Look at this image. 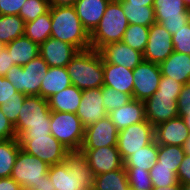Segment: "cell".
Returning <instances> with one entry per match:
<instances>
[{"instance_id": "8d00e7d4", "label": "cell", "mask_w": 190, "mask_h": 190, "mask_svg": "<svg viewBox=\"0 0 190 190\" xmlns=\"http://www.w3.org/2000/svg\"><path fill=\"white\" fill-rule=\"evenodd\" d=\"M102 98L107 113L128 104L133 99L129 94L107 86L102 87Z\"/></svg>"}, {"instance_id": "681fc988", "label": "cell", "mask_w": 190, "mask_h": 190, "mask_svg": "<svg viewBox=\"0 0 190 190\" xmlns=\"http://www.w3.org/2000/svg\"><path fill=\"white\" fill-rule=\"evenodd\" d=\"M21 186L11 177L0 178V190H21Z\"/></svg>"}, {"instance_id": "7dc6e473", "label": "cell", "mask_w": 190, "mask_h": 190, "mask_svg": "<svg viewBox=\"0 0 190 190\" xmlns=\"http://www.w3.org/2000/svg\"><path fill=\"white\" fill-rule=\"evenodd\" d=\"M177 180L182 185L190 184V154H185L177 171Z\"/></svg>"}, {"instance_id": "4fadbf2b", "label": "cell", "mask_w": 190, "mask_h": 190, "mask_svg": "<svg viewBox=\"0 0 190 190\" xmlns=\"http://www.w3.org/2000/svg\"><path fill=\"white\" fill-rule=\"evenodd\" d=\"M173 51L172 35L161 24L153 23L149 27V37L143 53V59L147 62L160 64Z\"/></svg>"}, {"instance_id": "836d02e7", "label": "cell", "mask_w": 190, "mask_h": 190, "mask_svg": "<svg viewBox=\"0 0 190 190\" xmlns=\"http://www.w3.org/2000/svg\"><path fill=\"white\" fill-rule=\"evenodd\" d=\"M185 155L184 148L177 145H158V162L159 166L173 168V172L177 174L179 165L183 161Z\"/></svg>"}, {"instance_id": "60d3db41", "label": "cell", "mask_w": 190, "mask_h": 190, "mask_svg": "<svg viewBox=\"0 0 190 190\" xmlns=\"http://www.w3.org/2000/svg\"><path fill=\"white\" fill-rule=\"evenodd\" d=\"M25 97H16L6 101L3 105H0V109L6 118L15 126L18 122V116L20 109L23 105Z\"/></svg>"}, {"instance_id": "cb8c5ba5", "label": "cell", "mask_w": 190, "mask_h": 190, "mask_svg": "<svg viewBox=\"0 0 190 190\" xmlns=\"http://www.w3.org/2000/svg\"><path fill=\"white\" fill-rule=\"evenodd\" d=\"M162 76L169 77L181 84L190 83V55L179 52L172 54L159 64Z\"/></svg>"}, {"instance_id": "94428289", "label": "cell", "mask_w": 190, "mask_h": 190, "mask_svg": "<svg viewBox=\"0 0 190 190\" xmlns=\"http://www.w3.org/2000/svg\"><path fill=\"white\" fill-rule=\"evenodd\" d=\"M21 190H32V189H28V188H22Z\"/></svg>"}, {"instance_id": "ab89813d", "label": "cell", "mask_w": 190, "mask_h": 190, "mask_svg": "<svg viewBox=\"0 0 190 190\" xmlns=\"http://www.w3.org/2000/svg\"><path fill=\"white\" fill-rule=\"evenodd\" d=\"M174 52L190 55V22L172 35Z\"/></svg>"}, {"instance_id": "7c38bea8", "label": "cell", "mask_w": 190, "mask_h": 190, "mask_svg": "<svg viewBox=\"0 0 190 190\" xmlns=\"http://www.w3.org/2000/svg\"><path fill=\"white\" fill-rule=\"evenodd\" d=\"M133 77V99L144 101L156 92L162 74L159 64L144 60L133 69Z\"/></svg>"}, {"instance_id": "c3c4849f", "label": "cell", "mask_w": 190, "mask_h": 190, "mask_svg": "<svg viewBox=\"0 0 190 190\" xmlns=\"http://www.w3.org/2000/svg\"><path fill=\"white\" fill-rule=\"evenodd\" d=\"M15 64L12 63V58L7 51V48H4L0 53V76H6L7 72Z\"/></svg>"}, {"instance_id": "db71d44e", "label": "cell", "mask_w": 190, "mask_h": 190, "mask_svg": "<svg viewBox=\"0 0 190 190\" xmlns=\"http://www.w3.org/2000/svg\"><path fill=\"white\" fill-rule=\"evenodd\" d=\"M151 190H182V184L180 182H178L174 186L152 188Z\"/></svg>"}, {"instance_id": "f1b7e54d", "label": "cell", "mask_w": 190, "mask_h": 190, "mask_svg": "<svg viewBox=\"0 0 190 190\" xmlns=\"http://www.w3.org/2000/svg\"><path fill=\"white\" fill-rule=\"evenodd\" d=\"M51 14L40 15L36 20L25 23L24 35L39 46L51 37Z\"/></svg>"}, {"instance_id": "7bdbcfd3", "label": "cell", "mask_w": 190, "mask_h": 190, "mask_svg": "<svg viewBox=\"0 0 190 190\" xmlns=\"http://www.w3.org/2000/svg\"><path fill=\"white\" fill-rule=\"evenodd\" d=\"M16 97H26V95L17 92V89L6 77L0 76V105Z\"/></svg>"}, {"instance_id": "f546056e", "label": "cell", "mask_w": 190, "mask_h": 190, "mask_svg": "<svg viewBox=\"0 0 190 190\" xmlns=\"http://www.w3.org/2000/svg\"><path fill=\"white\" fill-rule=\"evenodd\" d=\"M120 4L129 24L150 27L156 22L153 7L129 4L125 0H120Z\"/></svg>"}, {"instance_id": "9a60e30c", "label": "cell", "mask_w": 190, "mask_h": 190, "mask_svg": "<svg viewBox=\"0 0 190 190\" xmlns=\"http://www.w3.org/2000/svg\"><path fill=\"white\" fill-rule=\"evenodd\" d=\"M95 175L110 172L124 167V161L117 146H106L97 149H80Z\"/></svg>"}, {"instance_id": "e575fe53", "label": "cell", "mask_w": 190, "mask_h": 190, "mask_svg": "<svg viewBox=\"0 0 190 190\" xmlns=\"http://www.w3.org/2000/svg\"><path fill=\"white\" fill-rule=\"evenodd\" d=\"M148 37L149 27L129 24L124 33L122 41L132 49L144 53L146 44L148 42Z\"/></svg>"}, {"instance_id": "e0dca14e", "label": "cell", "mask_w": 190, "mask_h": 190, "mask_svg": "<svg viewBox=\"0 0 190 190\" xmlns=\"http://www.w3.org/2000/svg\"><path fill=\"white\" fill-rule=\"evenodd\" d=\"M107 114L103 105L102 87L83 90L80 105L76 112L83 126L86 128L105 118Z\"/></svg>"}, {"instance_id": "ac0fdd59", "label": "cell", "mask_w": 190, "mask_h": 190, "mask_svg": "<svg viewBox=\"0 0 190 190\" xmlns=\"http://www.w3.org/2000/svg\"><path fill=\"white\" fill-rule=\"evenodd\" d=\"M103 61L133 70L143 59V53L132 49L123 41L109 43L99 50Z\"/></svg>"}, {"instance_id": "74e56055", "label": "cell", "mask_w": 190, "mask_h": 190, "mask_svg": "<svg viewBox=\"0 0 190 190\" xmlns=\"http://www.w3.org/2000/svg\"><path fill=\"white\" fill-rule=\"evenodd\" d=\"M131 190H151L153 188L149 170L124 167Z\"/></svg>"}, {"instance_id": "83f0119b", "label": "cell", "mask_w": 190, "mask_h": 190, "mask_svg": "<svg viewBox=\"0 0 190 190\" xmlns=\"http://www.w3.org/2000/svg\"><path fill=\"white\" fill-rule=\"evenodd\" d=\"M92 187L95 190H131L124 167L95 175Z\"/></svg>"}, {"instance_id": "8fae6325", "label": "cell", "mask_w": 190, "mask_h": 190, "mask_svg": "<svg viewBox=\"0 0 190 190\" xmlns=\"http://www.w3.org/2000/svg\"><path fill=\"white\" fill-rule=\"evenodd\" d=\"M152 7L156 23L171 35L190 22V8L183 0H154Z\"/></svg>"}, {"instance_id": "f907efd6", "label": "cell", "mask_w": 190, "mask_h": 190, "mask_svg": "<svg viewBox=\"0 0 190 190\" xmlns=\"http://www.w3.org/2000/svg\"><path fill=\"white\" fill-rule=\"evenodd\" d=\"M32 190H56L53 186L52 180H50L49 175H45L44 178H42V181L34 185Z\"/></svg>"}, {"instance_id": "d6a6232c", "label": "cell", "mask_w": 190, "mask_h": 190, "mask_svg": "<svg viewBox=\"0 0 190 190\" xmlns=\"http://www.w3.org/2000/svg\"><path fill=\"white\" fill-rule=\"evenodd\" d=\"M25 22L19 15H0V41L9 44L24 35Z\"/></svg>"}, {"instance_id": "4316f807", "label": "cell", "mask_w": 190, "mask_h": 190, "mask_svg": "<svg viewBox=\"0 0 190 190\" xmlns=\"http://www.w3.org/2000/svg\"><path fill=\"white\" fill-rule=\"evenodd\" d=\"M82 92L83 90L78 89L73 84L68 86L48 99L50 110L76 114L82 98Z\"/></svg>"}, {"instance_id": "277c9868", "label": "cell", "mask_w": 190, "mask_h": 190, "mask_svg": "<svg viewBox=\"0 0 190 190\" xmlns=\"http://www.w3.org/2000/svg\"><path fill=\"white\" fill-rule=\"evenodd\" d=\"M48 100L40 95L26 96L20 109L18 122L14 126L16 137L20 135H50Z\"/></svg>"}, {"instance_id": "5bb4252c", "label": "cell", "mask_w": 190, "mask_h": 190, "mask_svg": "<svg viewBox=\"0 0 190 190\" xmlns=\"http://www.w3.org/2000/svg\"><path fill=\"white\" fill-rule=\"evenodd\" d=\"M119 130L108 116L85 128L84 139L80 149H97L117 146Z\"/></svg>"}, {"instance_id": "d4e9b609", "label": "cell", "mask_w": 190, "mask_h": 190, "mask_svg": "<svg viewBox=\"0 0 190 190\" xmlns=\"http://www.w3.org/2000/svg\"><path fill=\"white\" fill-rule=\"evenodd\" d=\"M6 48L12 58V63L19 66L26 65L33 58L40 55L39 45L25 35L6 44Z\"/></svg>"}, {"instance_id": "91938a15", "label": "cell", "mask_w": 190, "mask_h": 190, "mask_svg": "<svg viewBox=\"0 0 190 190\" xmlns=\"http://www.w3.org/2000/svg\"><path fill=\"white\" fill-rule=\"evenodd\" d=\"M188 8H190V0H183Z\"/></svg>"}, {"instance_id": "f6af8a7d", "label": "cell", "mask_w": 190, "mask_h": 190, "mask_svg": "<svg viewBox=\"0 0 190 190\" xmlns=\"http://www.w3.org/2000/svg\"><path fill=\"white\" fill-rule=\"evenodd\" d=\"M26 0H0V15H19Z\"/></svg>"}, {"instance_id": "ee69618b", "label": "cell", "mask_w": 190, "mask_h": 190, "mask_svg": "<svg viewBox=\"0 0 190 190\" xmlns=\"http://www.w3.org/2000/svg\"><path fill=\"white\" fill-rule=\"evenodd\" d=\"M178 117L186 115V111H190V83L182 86L181 92L177 101Z\"/></svg>"}, {"instance_id": "680465c9", "label": "cell", "mask_w": 190, "mask_h": 190, "mask_svg": "<svg viewBox=\"0 0 190 190\" xmlns=\"http://www.w3.org/2000/svg\"><path fill=\"white\" fill-rule=\"evenodd\" d=\"M6 48V44L3 43L2 41H0V53L2 52V50Z\"/></svg>"}, {"instance_id": "f5cc1de1", "label": "cell", "mask_w": 190, "mask_h": 190, "mask_svg": "<svg viewBox=\"0 0 190 190\" xmlns=\"http://www.w3.org/2000/svg\"><path fill=\"white\" fill-rule=\"evenodd\" d=\"M129 4H137L141 6L152 7L154 0H125Z\"/></svg>"}, {"instance_id": "ffe728a7", "label": "cell", "mask_w": 190, "mask_h": 190, "mask_svg": "<svg viewBox=\"0 0 190 190\" xmlns=\"http://www.w3.org/2000/svg\"><path fill=\"white\" fill-rule=\"evenodd\" d=\"M190 132L182 117L170 119L154 127V137L158 145L184 146Z\"/></svg>"}, {"instance_id": "6da1fadb", "label": "cell", "mask_w": 190, "mask_h": 190, "mask_svg": "<svg viewBox=\"0 0 190 190\" xmlns=\"http://www.w3.org/2000/svg\"><path fill=\"white\" fill-rule=\"evenodd\" d=\"M56 190L91 189L95 174L81 151H71L65 161L49 167L47 173Z\"/></svg>"}, {"instance_id": "30bf717a", "label": "cell", "mask_w": 190, "mask_h": 190, "mask_svg": "<svg viewBox=\"0 0 190 190\" xmlns=\"http://www.w3.org/2000/svg\"><path fill=\"white\" fill-rule=\"evenodd\" d=\"M154 140V126L148 120H145L120 130L117 138V148L122 160L125 161L130 155L138 152Z\"/></svg>"}, {"instance_id": "11a10c76", "label": "cell", "mask_w": 190, "mask_h": 190, "mask_svg": "<svg viewBox=\"0 0 190 190\" xmlns=\"http://www.w3.org/2000/svg\"><path fill=\"white\" fill-rule=\"evenodd\" d=\"M190 132V111H186V115L182 117Z\"/></svg>"}, {"instance_id": "603a6c76", "label": "cell", "mask_w": 190, "mask_h": 190, "mask_svg": "<svg viewBox=\"0 0 190 190\" xmlns=\"http://www.w3.org/2000/svg\"><path fill=\"white\" fill-rule=\"evenodd\" d=\"M107 116L119 131L132 124L147 120L143 101L136 99H132L128 104L110 111Z\"/></svg>"}, {"instance_id": "484cf974", "label": "cell", "mask_w": 190, "mask_h": 190, "mask_svg": "<svg viewBox=\"0 0 190 190\" xmlns=\"http://www.w3.org/2000/svg\"><path fill=\"white\" fill-rule=\"evenodd\" d=\"M72 85L66 67H49L40 87V96L49 99Z\"/></svg>"}, {"instance_id": "7a4b0ae2", "label": "cell", "mask_w": 190, "mask_h": 190, "mask_svg": "<svg viewBox=\"0 0 190 190\" xmlns=\"http://www.w3.org/2000/svg\"><path fill=\"white\" fill-rule=\"evenodd\" d=\"M51 37L67 42L79 51L90 49V34L81 23L74 6H50Z\"/></svg>"}, {"instance_id": "d6986e66", "label": "cell", "mask_w": 190, "mask_h": 190, "mask_svg": "<svg viewBox=\"0 0 190 190\" xmlns=\"http://www.w3.org/2000/svg\"><path fill=\"white\" fill-rule=\"evenodd\" d=\"M40 56L49 67H66L79 50L71 44L49 37L40 46Z\"/></svg>"}, {"instance_id": "52a82bcc", "label": "cell", "mask_w": 190, "mask_h": 190, "mask_svg": "<svg viewBox=\"0 0 190 190\" xmlns=\"http://www.w3.org/2000/svg\"><path fill=\"white\" fill-rule=\"evenodd\" d=\"M51 134L70 152L80 151L85 127L75 113L51 111Z\"/></svg>"}, {"instance_id": "b9f144b4", "label": "cell", "mask_w": 190, "mask_h": 190, "mask_svg": "<svg viewBox=\"0 0 190 190\" xmlns=\"http://www.w3.org/2000/svg\"><path fill=\"white\" fill-rule=\"evenodd\" d=\"M183 84L169 77L162 76L159 82V87L156 90L157 95L173 96L177 101Z\"/></svg>"}, {"instance_id": "bcb514c9", "label": "cell", "mask_w": 190, "mask_h": 190, "mask_svg": "<svg viewBox=\"0 0 190 190\" xmlns=\"http://www.w3.org/2000/svg\"><path fill=\"white\" fill-rule=\"evenodd\" d=\"M0 138L2 140L17 138L14 126L6 118L1 109H0Z\"/></svg>"}, {"instance_id": "816d5d0a", "label": "cell", "mask_w": 190, "mask_h": 190, "mask_svg": "<svg viewBox=\"0 0 190 190\" xmlns=\"http://www.w3.org/2000/svg\"><path fill=\"white\" fill-rule=\"evenodd\" d=\"M50 6H74L76 0H49Z\"/></svg>"}, {"instance_id": "4dcf8cb0", "label": "cell", "mask_w": 190, "mask_h": 190, "mask_svg": "<svg viewBox=\"0 0 190 190\" xmlns=\"http://www.w3.org/2000/svg\"><path fill=\"white\" fill-rule=\"evenodd\" d=\"M20 149L18 138L0 141V178L11 176Z\"/></svg>"}, {"instance_id": "5b68a950", "label": "cell", "mask_w": 190, "mask_h": 190, "mask_svg": "<svg viewBox=\"0 0 190 190\" xmlns=\"http://www.w3.org/2000/svg\"><path fill=\"white\" fill-rule=\"evenodd\" d=\"M128 25L120 0H110L101 21L90 34L91 48L99 51L109 43L122 41Z\"/></svg>"}, {"instance_id": "ba28073f", "label": "cell", "mask_w": 190, "mask_h": 190, "mask_svg": "<svg viewBox=\"0 0 190 190\" xmlns=\"http://www.w3.org/2000/svg\"><path fill=\"white\" fill-rule=\"evenodd\" d=\"M18 141L22 150L36 156L49 166L64 162L70 152L52 134L20 135Z\"/></svg>"}, {"instance_id": "8992f818", "label": "cell", "mask_w": 190, "mask_h": 190, "mask_svg": "<svg viewBox=\"0 0 190 190\" xmlns=\"http://www.w3.org/2000/svg\"><path fill=\"white\" fill-rule=\"evenodd\" d=\"M49 69L46 61L38 55L24 66L14 65L6 74V78L26 96L40 95V87Z\"/></svg>"}, {"instance_id": "1f68e13d", "label": "cell", "mask_w": 190, "mask_h": 190, "mask_svg": "<svg viewBox=\"0 0 190 190\" xmlns=\"http://www.w3.org/2000/svg\"><path fill=\"white\" fill-rule=\"evenodd\" d=\"M158 161V144L154 140L138 152L133 153L124 161V167L150 170Z\"/></svg>"}, {"instance_id": "9f6ffc18", "label": "cell", "mask_w": 190, "mask_h": 190, "mask_svg": "<svg viewBox=\"0 0 190 190\" xmlns=\"http://www.w3.org/2000/svg\"><path fill=\"white\" fill-rule=\"evenodd\" d=\"M184 151H185V154H190V136L189 138L186 140L184 146Z\"/></svg>"}, {"instance_id": "7402d4cb", "label": "cell", "mask_w": 190, "mask_h": 190, "mask_svg": "<svg viewBox=\"0 0 190 190\" xmlns=\"http://www.w3.org/2000/svg\"><path fill=\"white\" fill-rule=\"evenodd\" d=\"M104 85L133 97V70L103 61Z\"/></svg>"}, {"instance_id": "3957f363", "label": "cell", "mask_w": 190, "mask_h": 190, "mask_svg": "<svg viewBox=\"0 0 190 190\" xmlns=\"http://www.w3.org/2000/svg\"><path fill=\"white\" fill-rule=\"evenodd\" d=\"M71 84L80 90L103 87V58L92 48L79 51L67 64Z\"/></svg>"}, {"instance_id": "9c48e42d", "label": "cell", "mask_w": 190, "mask_h": 190, "mask_svg": "<svg viewBox=\"0 0 190 190\" xmlns=\"http://www.w3.org/2000/svg\"><path fill=\"white\" fill-rule=\"evenodd\" d=\"M49 165L36 156L30 155L20 149L11 172V178L14 179L21 188L32 189L34 185L39 184L47 175Z\"/></svg>"}, {"instance_id": "44dd1931", "label": "cell", "mask_w": 190, "mask_h": 190, "mask_svg": "<svg viewBox=\"0 0 190 190\" xmlns=\"http://www.w3.org/2000/svg\"><path fill=\"white\" fill-rule=\"evenodd\" d=\"M109 2L110 0H76V13L89 34L101 21Z\"/></svg>"}, {"instance_id": "6f0895ef", "label": "cell", "mask_w": 190, "mask_h": 190, "mask_svg": "<svg viewBox=\"0 0 190 190\" xmlns=\"http://www.w3.org/2000/svg\"><path fill=\"white\" fill-rule=\"evenodd\" d=\"M182 190H190V184H183Z\"/></svg>"}, {"instance_id": "2e32d148", "label": "cell", "mask_w": 190, "mask_h": 190, "mask_svg": "<svg viewBox=\"0 0 190 190\" xmlns=\"http://www.w3.org/2000/svg\"><path fill=\"white\" fill-rule=\"evenodd\" d=\"M146 119L155 127L178 117L177 100L173 96L157 95L143 101Z\"/></svg>"}, {"instance_id": "d590c367", "label": "cell", "mask_w": 190, "mask_h": 190, "mask_svg": "<svg viewBox=\"0 0 190 190\" xmlns=\"http://www.w3.org/2000/svg\"><path fill=\"white\" fill-rule=\"evenodd\" d=\"M153 188L174 186L178 183L177 175L173 172V168L159 166L157 161L149 170Z\"/></svg>"}, {"instance_id": "f35d334b", "label": "cell", "mask_w": 190, "mask_h": 190, "mask_svg": "<svg viewBox=\"0 0 190 190\" xmlns=\"http://www.w3.org/2000/svg\"><path fill=\"white\" fill-rule=\"evenodd\" d=\"M49 9V0H26L20 9L19 16L27 23L36 20L40 15L47 13Z\"/></svg>"}]
</instances>
